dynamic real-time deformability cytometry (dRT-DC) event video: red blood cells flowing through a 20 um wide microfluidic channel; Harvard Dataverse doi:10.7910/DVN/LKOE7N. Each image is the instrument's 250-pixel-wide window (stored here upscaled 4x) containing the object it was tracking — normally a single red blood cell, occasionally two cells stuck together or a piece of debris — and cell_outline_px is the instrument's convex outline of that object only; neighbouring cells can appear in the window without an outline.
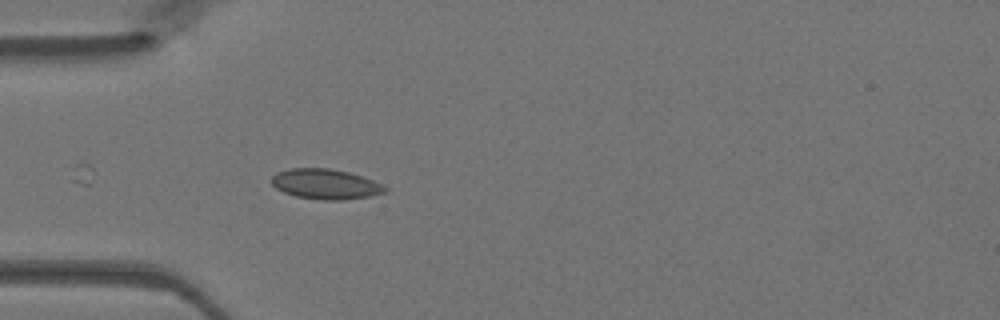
{"species": "Egyptian fruit bat (a non-hibernating species)", "species_latin": "Rousettus aegyptiacus", "temperature_condition": "warm", "stored_images_in_passage": 29, "camera_frame_rate_fps": 3000, "um_per_image_px": 0.085, "animal": {"sex": "female"}, "frame": {"image": 1, "passage_image": 4, "time_ms": 1.0, "image_size_px": [1000, 320], "cell_outline_px": [[388, 192], [368, 196], [344, 200], [324, 200], [296, 196], [284, 192], [276, 188], [272, 184], [272, 176], [276, 172], [288, 168], [328, 168], [348, 172], [372, 180], [388, 188]], "centroid_in_image_um": [27.65, 15.64], "position_along_channel_um": 57.3, "area_um2": 19.83}}